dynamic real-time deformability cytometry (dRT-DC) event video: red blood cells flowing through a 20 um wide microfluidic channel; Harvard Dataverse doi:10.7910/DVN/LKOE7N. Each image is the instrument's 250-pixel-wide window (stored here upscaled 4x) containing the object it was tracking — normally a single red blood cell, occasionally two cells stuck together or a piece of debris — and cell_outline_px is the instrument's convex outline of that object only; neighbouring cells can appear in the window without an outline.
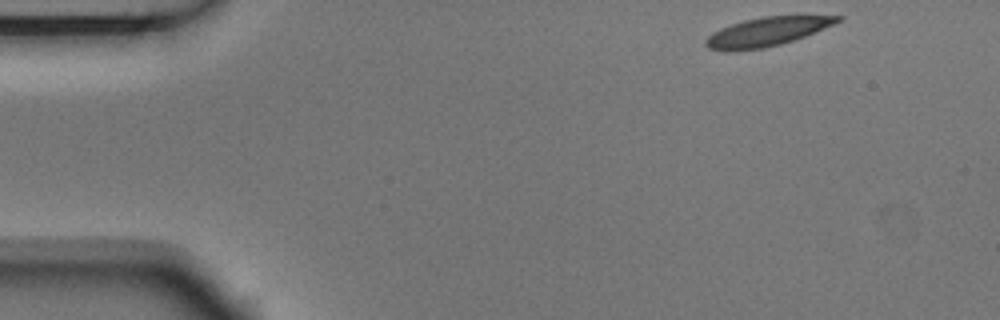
{"species": "Egyptian fruit bat (a non-hibernating species)", "species_latin": "Rousettus aegyptiacus", "temperature_condition": "room temperature", "stored_images_in_passage": 3, "camera_frame_rate_fps": 3000, "um_per_image_px": 0.085, "animal": {"sex": "male"}, "frame": {"image": 1, "passage_image": 1, "time_ms": 0.0, "image_size_px": [1000, 320], "cell_outline_px": [[844, 20], [804, 36], [780, 44], [764, 48], [724, 52], [708, 48], [704, 44], [704, 40], [712, 32], [720, 28], [744, 20], [760, 16], [844, 16]], "centroid_in_image_um": [65.13, 2.7], "position_along_channel_um": 19.9, "area_um2": 22.14}}
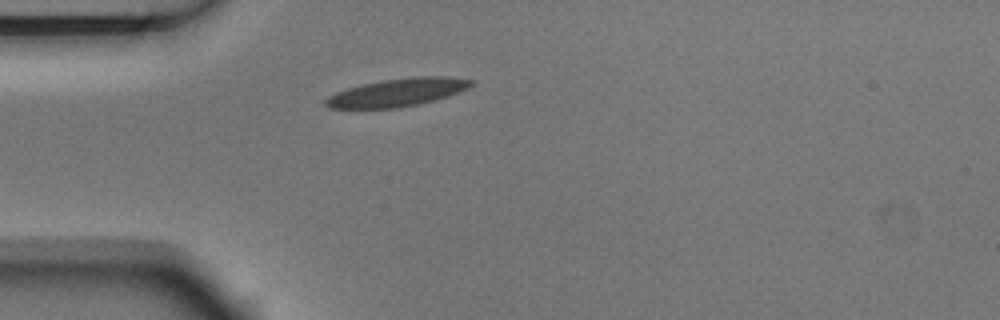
{"frame": {"image": 2, "passage_image": 3, "time_ms": 0.667, "image_size_px": [1000, 320], "cell_outline_px": [[476, 84], [468, 88], [448, 96], [436, 100], [420, 104], [396, 108], [328, 108], [324, 104], [324, 100], [328, 96], [336, 92], [348, 88], [380, 80], [420, 76], [448, 76], [476, 80]], "centroid_in_image_um": [33.83, 7.85], "position_along_channel_um": 51.2, "area_um2": 23.87}}